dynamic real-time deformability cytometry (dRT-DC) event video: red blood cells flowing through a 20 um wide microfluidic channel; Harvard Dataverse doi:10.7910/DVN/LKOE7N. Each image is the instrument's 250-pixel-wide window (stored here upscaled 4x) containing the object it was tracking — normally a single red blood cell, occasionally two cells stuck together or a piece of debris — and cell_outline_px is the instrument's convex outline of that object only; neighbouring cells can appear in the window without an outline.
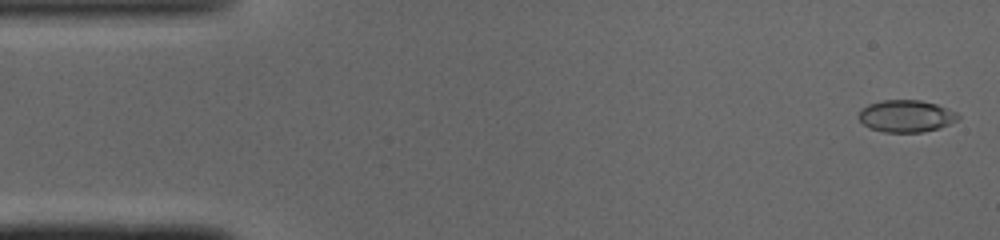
{"species": "common noctule bat (a hibernating species)", "species_latin": "Nyctalus noctula", "temperature_condition": "cold", "stored_images_in_passage": 19, "camera_frame_rate_fps": 3000, "um_per_image_px": 0.085, "animal": {"sex": "male", "body_mass_g": 19.0, "forearm_length_mm": 50.8}, "frame": {"image": 1, "passage_image": 1, "time_ms": 0.0, "image_size_px": [1000, 240], "cell_outline_px": [[960, 116], [956, 120], [940, 128], [920, 132], [884, 132], [872, 128], [864, 124], [856, 116], [860, 108], [868, 104], [880, 100], [920, 100], [936, 104], [948, 108], [956, 112]], "centroid_in_image_um": [76.99, 9.85], "position_along_channel_um": 8.0, "area_um2": 18.61}}
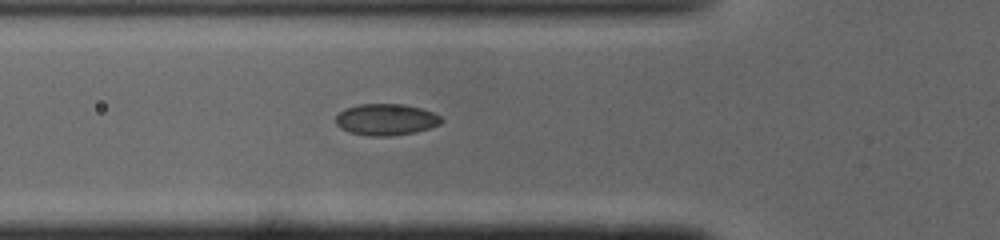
{"frame": {"image": 2, "passage_image": 16, "time_ms": 5.0, "image_size_px": [1000, 240], "cell_outline_px": [[444, 120], [440, 124], [416, 132], [392, 136], [372, 136], [348, 132], [340, 128], [336, 124], [336, 116], [344, 108], [360, 104], [404, 104], [420, 108], [432, 112], [440, 116]], "centroid_in_image_um": [32.8, 10.16], "position_along_channel_um": 93.0, "area_um2": 19.42}}
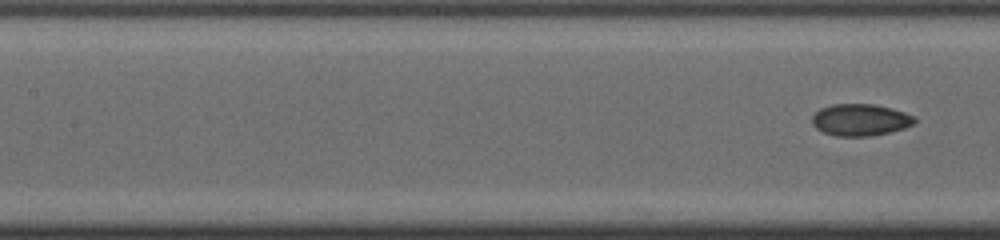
{"frame": {"image": 3, "passage_image": 19, "time_ms": 6.0, "image_size_px": [1000, 240], "cell_outline_px": [[916, 120], [912, 124], [904, 128], [888, 132], [868, 136], [836, 136], [824, 132], [816, 128], [812, 124], [812, 116], [820, 108], [832, 104], [872, 104], [892, 108], [916, 116]], "centroid_in_image_um": [73.11, 10.18], "position_along_channel_um": 134.3, "area_um2": 18.96}}